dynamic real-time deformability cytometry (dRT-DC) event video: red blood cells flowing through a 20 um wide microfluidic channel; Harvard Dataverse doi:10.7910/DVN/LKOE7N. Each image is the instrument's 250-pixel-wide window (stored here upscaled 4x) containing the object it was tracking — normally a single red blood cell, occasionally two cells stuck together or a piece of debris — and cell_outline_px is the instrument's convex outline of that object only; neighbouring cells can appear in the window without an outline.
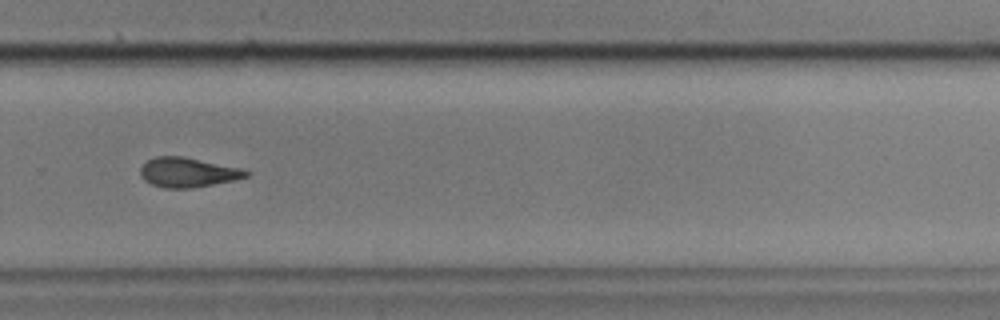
{"species": "common noctule bat (a hibernating species)", "species_latin": "Nyctalus noctula", "temperature_condition": "cold", "stored_images_in_passage": 44, "camera_frame_rate_fps": 3000, "um_per_image_px": 0.085, "animal": {"sex": "male", "body_mass_g": 17.9, "forearm_length_mm": 54.2}, "frame": {"image": 1, "passage_image": 26, "time_ms": 8.333, "image_size_px": [1000, 320], "cell_outline_px": [[252, 172], [248, 176], [232, 180], [192, 188], [164, 188], [152, 184], [144, 180], [140, 176], [140, 168], [148, 160], [156, 156], [184, 156], [244, 168]], "centroid_in_image_um": [15.99, 14.64], "position_along_channel_um": 313.8, "area_um2": 18.38}, "authors_computed_cell_mechanics": {"area_um2": 18.6116, "velocity_mm_per_s": 3.6199, "shape_relaxation_time_tau1_ms": 8.1837, "shape_relaxation_time_tau2_ms": 4.269, "deformation_change_tau1": 0.2013, "deformation_change_tau2": 0.1206}}